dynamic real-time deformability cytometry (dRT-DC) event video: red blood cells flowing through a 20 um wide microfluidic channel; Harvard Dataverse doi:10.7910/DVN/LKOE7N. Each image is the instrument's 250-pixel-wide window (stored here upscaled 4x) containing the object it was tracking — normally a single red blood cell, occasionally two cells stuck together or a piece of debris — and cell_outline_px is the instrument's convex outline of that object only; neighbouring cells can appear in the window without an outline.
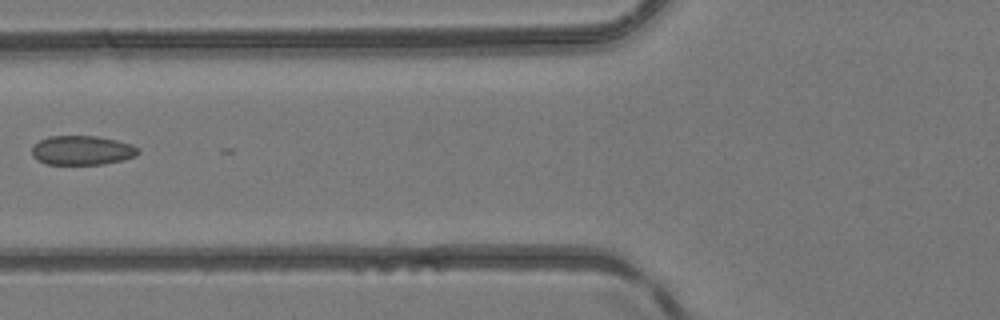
{"species": "common noctule bat (a hibernating species)", "species_latin": "Nyctalus noctula", "temperature_condition": "room temperature", "stored_images_in_passage": 7, "camera_frame_rate_fps": 3000, "um_per_image_px": 0.085, "animal": {"sex": "female", "body_mass_g": 24.6, "forearm_length_mm": 56.2}, "frame": {"image": 1, "passage_image": 7, "time_ms": 6.667, "image_size_px": [1000, 320], "cell_outline_px": [[140, 152], [136, 156], [124, 160], [104, 164], [48, 164], [36, 160], [32, 156], [32, 148], [40, 140], [48, 136], [96, 136], [116, 140], [132, 144], [140, 148]], "centroid_in_image_um": [7.01, 12.78], "position_along_channel_um": 118.8, "area_um2": 18.26}}